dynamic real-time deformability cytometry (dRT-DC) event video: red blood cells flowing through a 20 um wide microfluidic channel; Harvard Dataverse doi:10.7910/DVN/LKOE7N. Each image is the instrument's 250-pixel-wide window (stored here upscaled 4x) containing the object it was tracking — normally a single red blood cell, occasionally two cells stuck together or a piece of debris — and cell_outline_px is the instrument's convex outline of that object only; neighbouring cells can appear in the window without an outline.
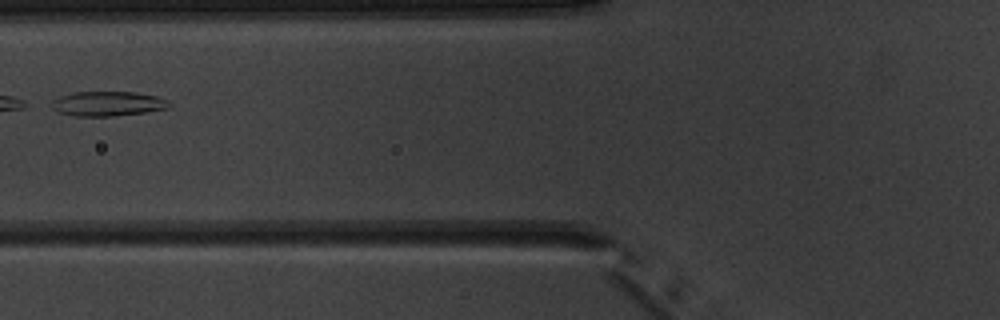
{"species": "common noctule bat (a hibernating species)", "species_latin": "Nyctalus noctula", "temperature_condition": "warm", "stored_images_in_passage": 5, "camera_frame_rate_fps": 3000, "um_per_image_px": 0.085, "animal": {"sex": "male", "body_mass_g": 20.1, "forearm_length_mm": 53.5}, "frame": {"image": 1, "passage_image": 4, "time_ms": 3.667, "image_size_px": [1000, 320], "cell_outline_px": [[172, 104], [168, 108], [148, 112], [112, 116], [76, 116], [60, 112], [52, 108], [52, 100], [60, 96], [72, 92], [136, 92], [160, 96], [168, 100]], "centroid_in_image_um": [9.22, 8.8], "position_along_channel_um": 116.6, "area_um2": 17.05}}
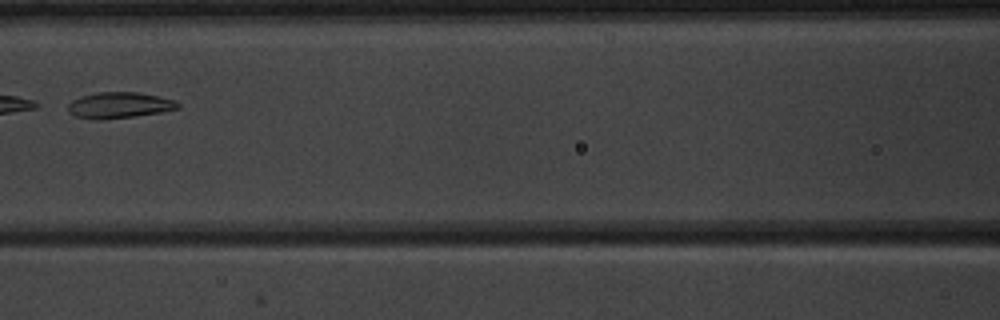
{"frame": {"image": 2, "passage_image": 5, "time_ms": 4.667, "image_size_px": [1000, 320], "cell_outline_px": [[180, 108], [160, 112], [132, 116], [100, 120], [76, 116], [68, 112], [68, 104], [72, 100], [80, 96], [100, 92], [140, 92], [160, 96], [176, 100], [180, 104]], "centroid_in_image_um": [10.16, 8.93], "position_along_channel_um": 156.4, "area_um2": 16.65}}